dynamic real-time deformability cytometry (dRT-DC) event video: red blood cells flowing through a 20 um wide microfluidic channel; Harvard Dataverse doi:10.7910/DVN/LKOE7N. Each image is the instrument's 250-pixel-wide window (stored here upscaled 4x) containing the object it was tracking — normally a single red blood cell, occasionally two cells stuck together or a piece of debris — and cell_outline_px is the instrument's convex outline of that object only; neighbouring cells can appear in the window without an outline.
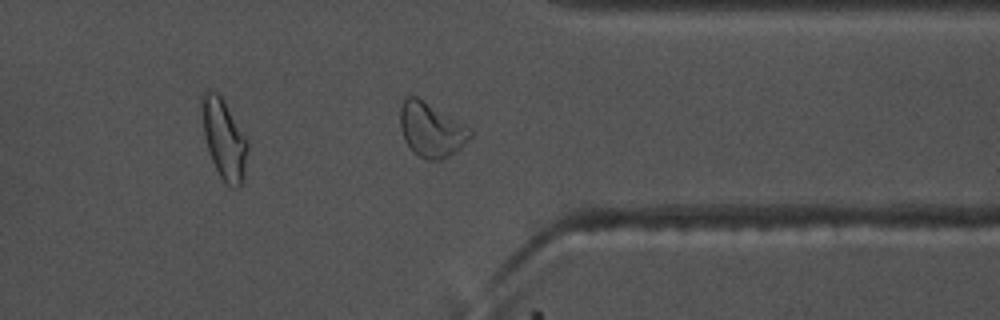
{"species": "common noctule bat (a hibernating species)", "species_latin": "Nyctalus noctula", "temperature_condition": "warm", "stored_images_in_passage": 43, "camera_frame_rate_fps": 3000, "um_per_image_px": 0.085, "animal": {"sex": "male", "body_mass_g": 17.5, "forearm_length_mm": 52.3}, "frame": {"image": 1, "passage_image": 31, "time_ms": 10.0, "image_size_px": [1000, 320], "cell_outline_px": [[472, 136], [460, 148], [448, 156], [440, 160], [424, 160], [412, 152], [404, 140], [400, 128], [400, 108], [404, 100], [408, 96], [416, 96], [464, 124], [472, 132]], "centroid_in_image_um": [36.62, 11.06], "position_along_channel_um": 374.8, "area_um2": 22.02}, "authors_computed_cell_mechanics": {"area_um2": 19.2474, "velocity_mm_per_s": 3.703, "shape_relaxation_time_tau1_ms": 9.9133, "shape_relaxation_time_tau2_ms": 2.2702, "deformation_change_tau1": 0.174, "deformation_change_tau2": 0.0799}}